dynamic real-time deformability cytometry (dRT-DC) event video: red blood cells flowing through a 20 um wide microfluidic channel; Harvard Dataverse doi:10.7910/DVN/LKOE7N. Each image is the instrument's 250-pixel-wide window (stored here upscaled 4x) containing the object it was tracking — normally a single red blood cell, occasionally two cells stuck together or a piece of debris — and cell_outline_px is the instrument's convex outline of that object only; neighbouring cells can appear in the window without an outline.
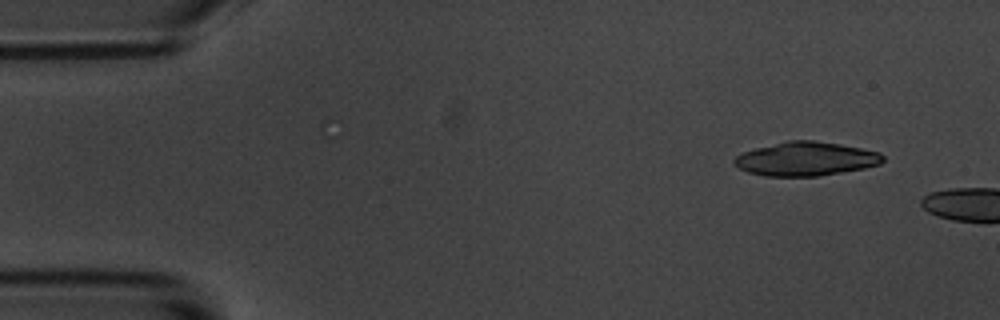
{"species": "common noctule bat (a hibernating species)", "species_latin": "Nyctalus noctula", "temperature_condition": "room temperature", "stored_images_in_passage": 2, "camera_frame_rate_fps": 3000, "um_per_image_px": 0.085, "animal": {"sex": "male", "body_mass_g": 20.1, "forearm_length_mm": 53.5}, "frame": {"image": 1, "passage_image": 1, "time_ms": 0.0, "image_size_px": [1000, 320], "cell_outline_px": [[884, 160], [880, 164], [864, 168], [820, 176], [764, 176], [748, 172], [732, 164], [732, 160], [736, 156], [744, 152], [756, 148], [788, 140], [812, 140], [840, 144], [880, 152], [884, 156]], "centroid_in_image_um": [68.49, 13.51], "position_along_channel_um": 16.5, "area_um2": 29.3}}